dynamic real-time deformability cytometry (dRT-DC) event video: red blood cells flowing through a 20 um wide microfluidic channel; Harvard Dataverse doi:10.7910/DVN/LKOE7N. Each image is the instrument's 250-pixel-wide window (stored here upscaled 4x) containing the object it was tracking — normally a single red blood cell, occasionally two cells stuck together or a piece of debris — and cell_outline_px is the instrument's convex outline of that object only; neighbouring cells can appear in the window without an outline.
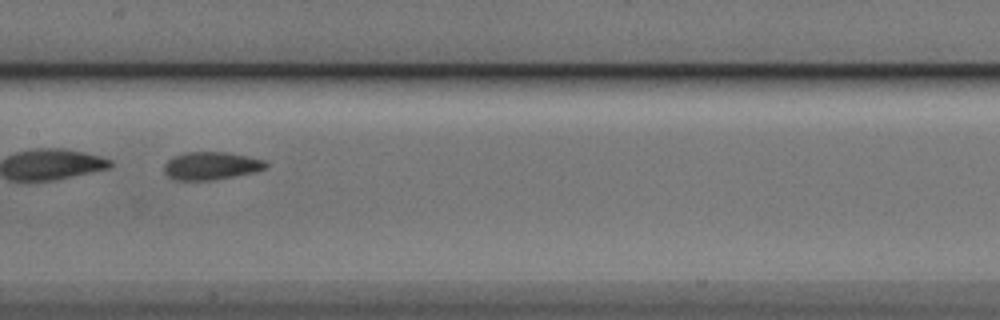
{"species": "Egyptian fruit bat (a non-hibernating species)", "species_latin": "Rousettus aegyptiacus", "temperature_condition": "cold", "stored_images_in_passage": 49, "segment_of_instrument_passage": [2, 2], "camera_frame_rate_fps": 3000, "um_per_image_px": 0.085, "animal": {"sex": "male"}, "frame": {"image": 1, "passage_image": 24, "time_ms": 7.667, "image_size_px": [1000, 320], "cell_outline_px": [[268, 168], [256, 172], [212, 180], [176, 180], [168, 176], [164, 172], [164, 164], [172, 156], [184, 152], [224, 152], [248, 156], [268, 160]], "centroid_in_image_um": [17.98, 14.08], "position_along_channel_um": 189.4, "area_um2": 16.76}}
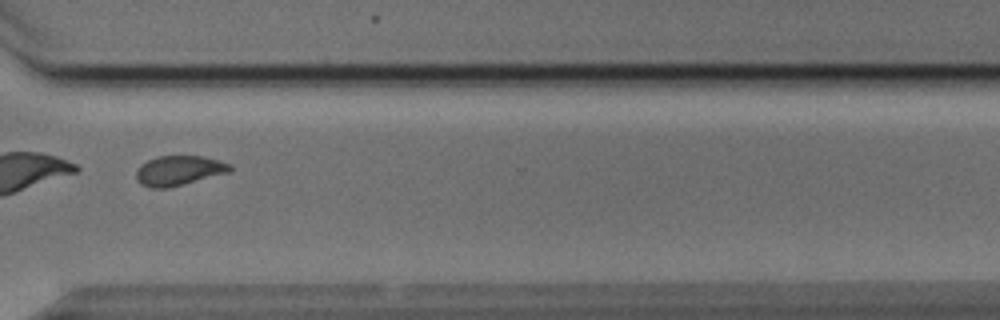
{"frame": {"image": 2, "passage_image": 37, "time_ms": 12.0, "image_size_px": [1000, 320], "cell_outline_px": [[232, 172], [168, 188], [148, 188], [140, 184], [136, 180], [136, 172], [140, 164], [156, 156], [204, 156], [232, 164]], "centroid_in_image_um": [15.21, 14.5], "position_along_channel_um": 355.4, "area_um2": 16.59}}